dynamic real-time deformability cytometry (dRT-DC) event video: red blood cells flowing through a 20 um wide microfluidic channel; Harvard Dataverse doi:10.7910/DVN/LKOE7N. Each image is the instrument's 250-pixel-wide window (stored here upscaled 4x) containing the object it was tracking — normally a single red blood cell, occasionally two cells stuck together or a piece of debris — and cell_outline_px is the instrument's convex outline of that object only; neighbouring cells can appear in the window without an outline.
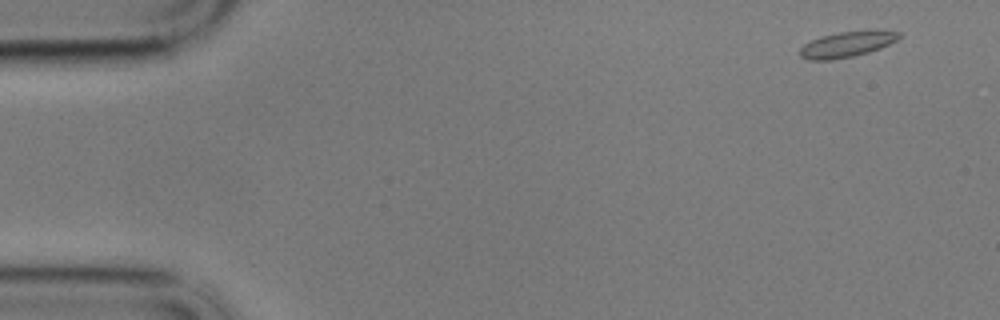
{"species": "common noctule bat (a hibernating species)", "species_latin": "Nyctalus noctula", "temperature_condition": "cold", "stored_images_in_passage": 23, "camera_frame_rate_fps": 3000, "um_per_image_px": 0.085, "animal": {"sex": "male", "body_mass_g": 17.9}, "frame": {"image": 1, "passage_image": 1, "time_ms": 0.0, "image_size_px": [1000, 320], "cell_outline_px": [[900, 36], [896, 40], [880, 48], [868, 52], [852, 56], [832, 60], [808, 60], [800, 56], [800, 48], [804, 44], [820, 36], [840, 32], [900, 32]], "centroid_in_image_um": [71.88, 3.8], "position_along_channel_um": 13.1, "area_um2": 14.16}}
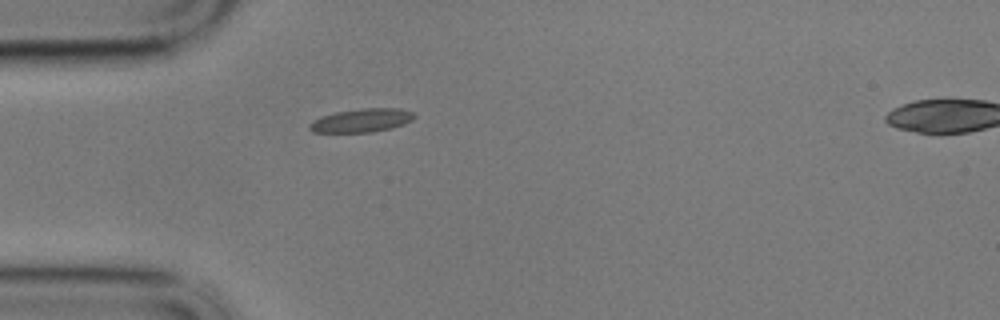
{"frame": {"image": 2, "passage_image": 14, "time_ms": 4.333, "image_size_px": [1000, 320], "cell_outline_px": [[416, 116], [412, 120], [404, 124], [392, 128], [372, 132], [312, 132], [308, 128], [308, 124], [312, 120], [320, 116], [336, 112], [364, 108], [400, 108], [412, 112]], "centroid_in_image_um": [30.72, 10.23], "position_along_channel_um": 54.3, "area_um2": 14.45}}
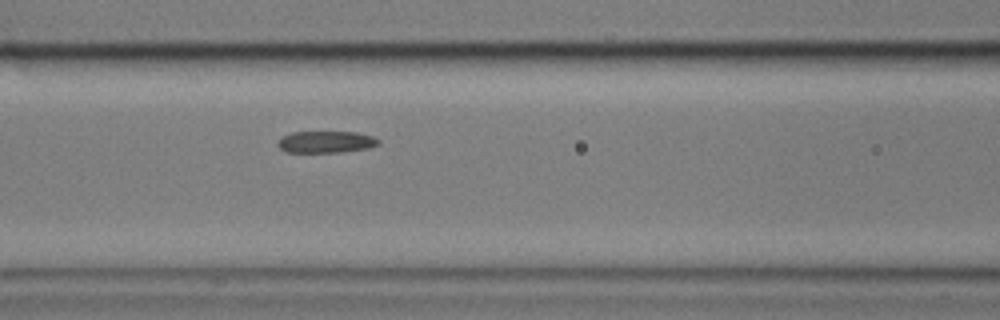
{"frame": {"image": 3, "passage_image": 22, "time_ms": 7.0, "image_size_px": [1000, 320], "cell_outline_px": [[380, 144], [372, 148], [344, 152], [288, 152], [280, 148], [276, 144], [284, 136], [292, 132], [356, 132], [372, 136], [380, 140]], "centroid_in_image_um": [27.78, 12.07], "position_along_channel_um": 138.8, "area_um2": 12.83}}